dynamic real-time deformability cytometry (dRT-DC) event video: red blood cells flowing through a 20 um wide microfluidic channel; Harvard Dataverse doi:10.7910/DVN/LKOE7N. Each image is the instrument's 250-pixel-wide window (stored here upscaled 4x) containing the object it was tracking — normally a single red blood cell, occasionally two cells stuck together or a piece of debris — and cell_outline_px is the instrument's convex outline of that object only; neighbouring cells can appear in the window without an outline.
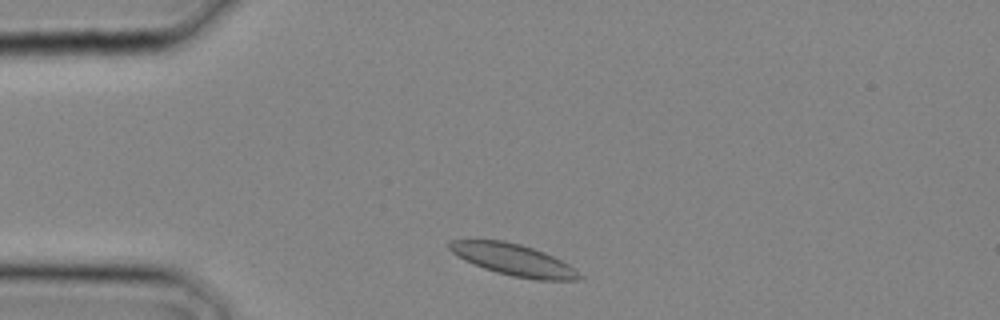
{"species": "common noctule bat (a hibernating species)", "species_latin": "Nyctalus noctula", "temperature_condition": "cold", "stored_images_in_passage": 15, "camera_frame_rate_fps": 3000, "um_per_image_px": 0.085, "animal": {"sex": "male", "body_mass_g": 20.4}, "frame": {"image": 1, "passage_image": 2, "time_ms": 0.333, "image_size_px": [1000, 320], "cell_outline_px": [[584, 276], [576, 280], [536, 280], [512, 276], [496, 272], [484, 268], [464, 260], [452, 252], [448, 248], [448, 244], [452, 240], [504, 240], [520, 244], [544, 252], [568, 264], [580, 272]], "centroid_in_image_um": [43.66, 22.09], "position_along_channel_um": 41.3, "area_um2": 23.81}}
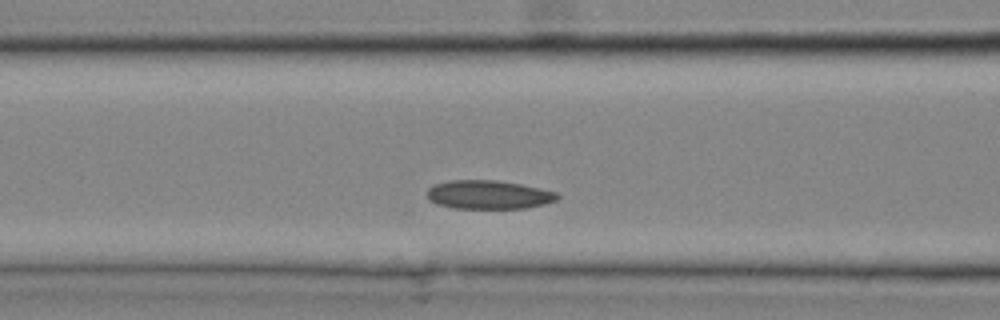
{"frame": {"image": 2, "passage_image": 7, "time_ms": 2.0, "image_size_px": [1000, 320], "cell_outline_px": [[560, 196], [556, 200], [544, 204], [524, 208], [456, 208], [436, 204], [428, 200], [428, 188], [436, 184], [448, 180], [496, 180], [520, 184], [560, 192]], "centroid_in_image_um": [41.55, 16.54], "position_along_channel_um": 125.1, "area_um2": 21.79}}
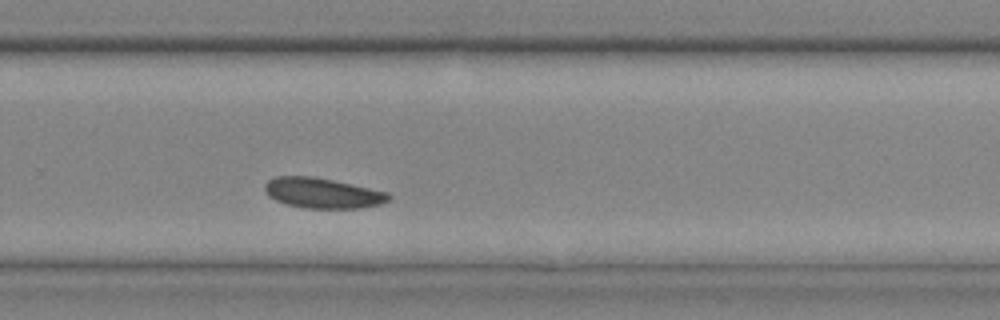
{"frame": {"image": 3, "passage_image": 15, "time_ms": 4.667, "image_size_px": [1000, 320], "cell_outline_px": [[392, 196], [388, 200], [380, 204], [360, 208], [304, 208], [288, 204], [276, 200], [264, 188], [264, 184], [268, 180], [276, 176], [312, 176], [352, 184], [388, 192]], "centroid_in_image_um": [27.44, 16.4], "position_along_channel_um": 302.4, "area_um2": 21.62}}